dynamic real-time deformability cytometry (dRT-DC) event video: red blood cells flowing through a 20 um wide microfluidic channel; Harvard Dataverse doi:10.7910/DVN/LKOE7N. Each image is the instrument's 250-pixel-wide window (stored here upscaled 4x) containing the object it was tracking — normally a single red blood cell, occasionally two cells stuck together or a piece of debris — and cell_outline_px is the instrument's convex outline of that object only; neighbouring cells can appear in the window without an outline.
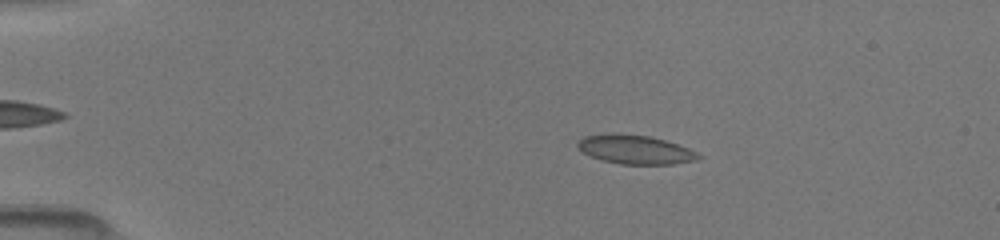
{"species": "common noctule bat (a hibernating species)", "species_latin": "Nyctalus noctula", "temperature_condition": "room temperature", "stored_images_in_passage": 29, "camera_frame_rate_fps": 3000, "um_per_image_px": 0.085, "animal": {"sex": "female", "body_mass_g": 19.5, "forearm_length_mm": 54.1}, "frame": {"image": 1, "passage_image": 4, "time_ms": 2.0, "image_size_px": [1000, 240], "cell_outline_px": [[704, 156], [696, 160], [672, 164], [620, 164], [600, 160], [576, 148], [576, 144], [584, 136], [612, 132], [616, 132], [652, 136], [688, 148]], "centroid_in_image_um": [53.97, 12.69], "position_along_channel_um": 31.0, "area_um2": 20.58}}
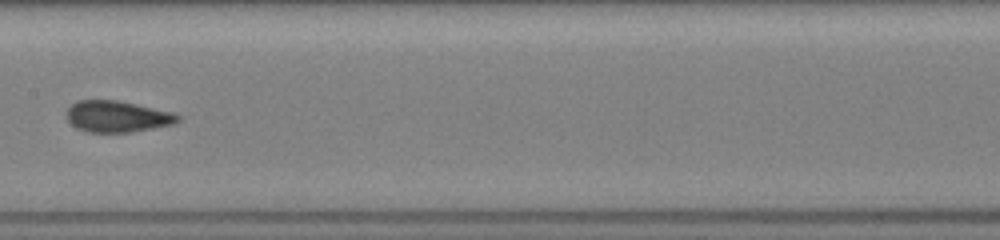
{"frame": {"image": 2, "passage_image": 14, "time_ms": 7.667, "image_size_px": [1000, 240], "cell_outline_px": [[180, 120], [172, 124], [132, 132], [88, 132], [76, 128], [68, 120], [68, 108], [76, 100], [116, 100], [176, 112], [180, 116]], "centroid_in_image_um": [9.99, 9.89], "position_along_channel_um": 197.4, "area_um2": 20.29}}
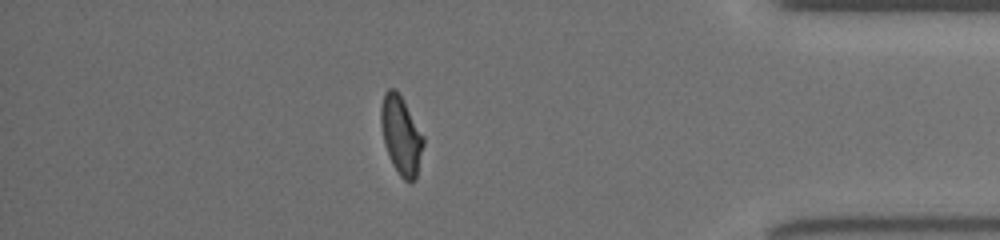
{"frame": {"image": 3, "passage_image": 26, "time_ms": 13.333, "image_size_px": [1000, 240], "cell_outline_px": [[424, 144], [416, 180], [408, 184], [400, 176], [392, 164], [384, 144], [380, 124], [380, 108], [384, 92], [388, 88], [396, 88], [424, 136]], "centroid_in_image_um": [34.08, 11.52], "position_along_channel_um": 401.1, "area_um2": 19.65}}